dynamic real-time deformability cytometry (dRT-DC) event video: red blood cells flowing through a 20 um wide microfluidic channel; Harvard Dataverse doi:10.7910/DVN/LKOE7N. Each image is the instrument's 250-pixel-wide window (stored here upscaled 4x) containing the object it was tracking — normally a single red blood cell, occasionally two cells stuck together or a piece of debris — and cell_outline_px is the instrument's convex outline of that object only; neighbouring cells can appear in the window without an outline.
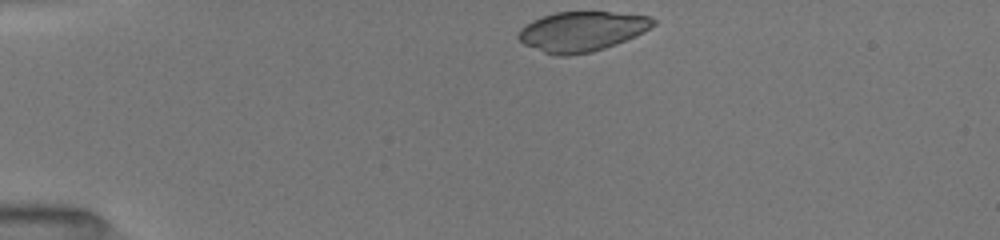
{"species": "common noctule bat (a hibernating species)", "species_latin": "Nyctalus noctula", "temperature_condition": "room temperature", "stored_images_in_passage": 7, "camera_frame_rate_fps": 3000, "um_per_image_px": 0.085, "animal": {"sex": "female", "body_mass_g": 19.5, "forearm_length_mm": 54.1}, "frame": {"image": 1, "passage_image": 1, "time_ms": 0.0, "image_size_px": [1000, 240], "cell_outline_px": [[656, 24], [644, 32], [636, 36], [616, 44], [592, 52], [568, 56], [556, 56], [544, 52], [524, 44], [516, 36], [520, 28], [524, 24], [532, 20], [556, 12], [612, 12], [648, 16], [656, 20]], "centroid_in_image_um": [49.45, 2.67], "position_along_channel_um": 35.6, "area_um2": 31.39}}